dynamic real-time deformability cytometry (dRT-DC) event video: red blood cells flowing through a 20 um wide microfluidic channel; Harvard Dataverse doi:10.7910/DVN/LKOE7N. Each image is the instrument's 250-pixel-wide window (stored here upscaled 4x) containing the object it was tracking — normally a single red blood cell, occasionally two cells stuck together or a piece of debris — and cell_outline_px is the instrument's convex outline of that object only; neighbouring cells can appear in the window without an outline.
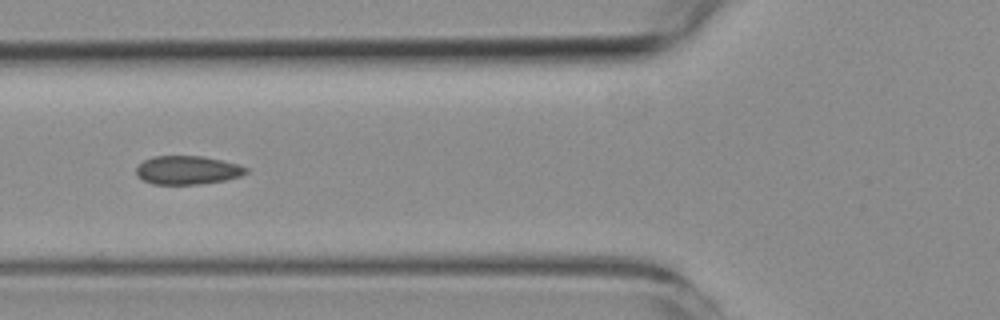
{"species": "common noctule bat (a hibernating species)", "species_latin": "Nyctalus noctula", "temperature_condition": "room temperature", "stored_images_in_passage": 4, "camera_frame_rate_fps": 3000, "um_per_image_px": 0.085, "animal": {"sex": "female", "body_mass_g": 19.3, "forearm_length_mm": 54.1}, "frame": {"image": 1, "passage_image": 2, "time_ms": 1.0, "image_size_px": [1000, 320], "cell_outline_px": [[248, 172], [240, 176], [224, 180], [200, 184], [152, 184], [136, 176], [136, 168], [144, 160], [152, 156], [204, 156], [236, 164], [248, 168]], "centroid_in_image_um": [15.91, 14.46], "position_along_channel_um": 109.9, "area_um2": 18.21}}
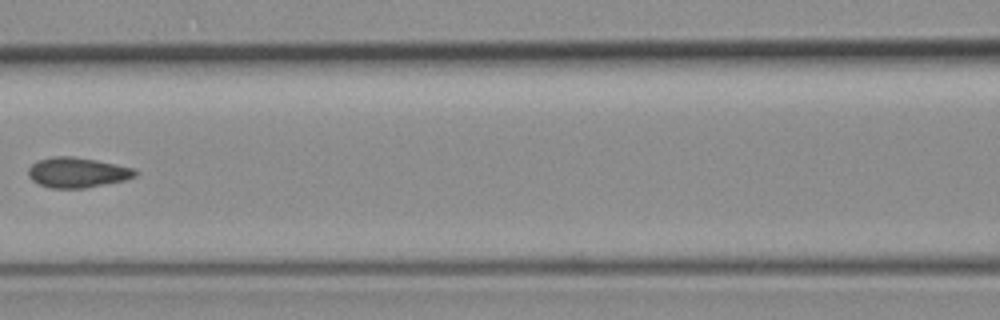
{"frame": {"image": 2, "passage_image": 3, "time_ms": 2.333, "image_size_px": [1000, 320], "cell_outline_px": [[140, 172], [136, 176], [124, 180], [84, 188], [48, 188], [32, 180], [28, 176], [28, 168], [32, 164], [40, 160], [52, 156], [72, 156], [96, 160], [136, 168]], "centroid_in_image_um": [6.59, 14.66], "position_along_channel_um": 160.0, "area_um2": 18.84}}
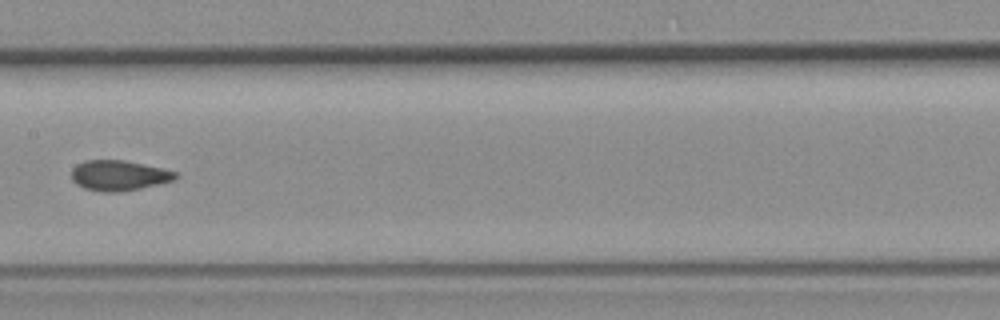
{"frame": {"image": 3, "passage_image": 4, "time_ms": 3.333, "image_size_px": [1000, 320], "cell_outline_px": [[180, 176], [176, 180], [160, 184], [140, 188], [116, 192], [104, 192], [84, 188], [76, 184], [72, 180], [72, 168], [76, 164], [84, 160], [124, 160], [164, 168], [180, 172]], "centroid_in_image_um": [10.16, 14.9], "position_along_channel_um": 197.2, "area_um2": 18.67}}